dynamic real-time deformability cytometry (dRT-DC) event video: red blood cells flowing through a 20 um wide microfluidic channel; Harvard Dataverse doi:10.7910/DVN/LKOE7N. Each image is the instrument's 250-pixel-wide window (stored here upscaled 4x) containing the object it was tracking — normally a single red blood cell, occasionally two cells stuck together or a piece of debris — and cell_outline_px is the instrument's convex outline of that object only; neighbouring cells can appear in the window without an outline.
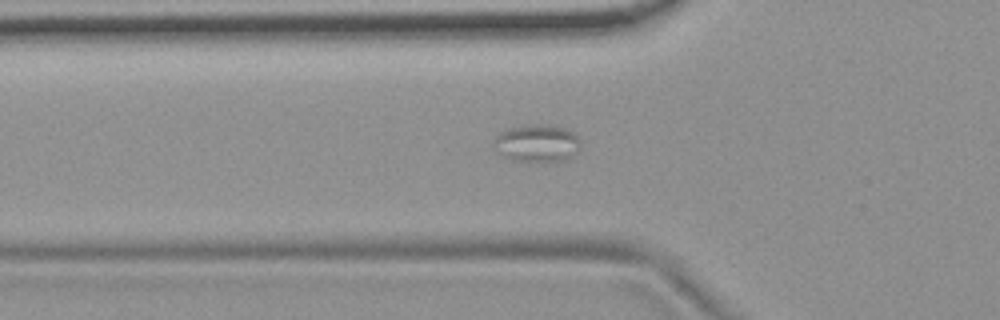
{"species": "common noctule bat (a hibernating species)", "species_latin": "Nyctalus noctula", "temperature_condition": "room temperature", "stored_images_in_passage": 56, "camera_frame_rate_fps": 3000, "um_per_image_px": 0.085, "animal": {"sex": "female", "body_mass_g": 19.9}, "frame": {"image": 1, "passage_image": 19, "time_ms": 6.0, "image_size_px": [1000, 320], "cell_outline_px": [[580, 148], [572, 156], [556, 164], [508, 160], [496, 152], [492, 148], [492, 140], [500, 132], [520, 124], [548, 124], [564, 128], [580, 136]], "centroid_in_image_um": [45.61, 12.21], "position_along_channel_um": 80.2, "area_um2": 20.06}}
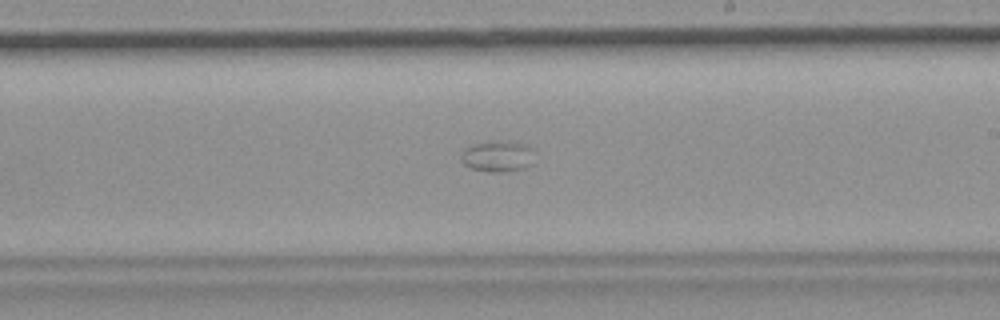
{"frame": {"image": 2, "passage_image": 33, "time_ms": 10.667, "image_size_px": [1000, 320], "cell_outline_px": [[532, 164], [524, 168], [508, 172], [488, 172], [472, 168], [464, 164], [460, 160], [460, 156], [464, 148], [472, 144], [492, 140], [508, 140], [528, 144], [532, 148]], "centroid_in_image_um": [42.29, 13.26], "position_along_channel_um": 246.7, "area_um2": 13.76}}
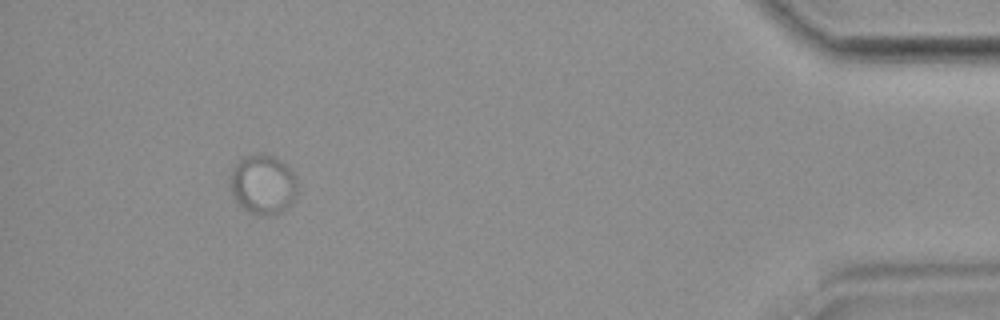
{"frame": {"image": 3, "passage_image": 52, "time_ms": 17.0, "image_size_px": [1000, 320], "cell_outline_px": [[300, 184], [296, 196], [280, 212], [264, 216], [256, 216], [244, 208], [236, 200], [228, 184], [232, 168], [244, 156], [256, 152], [276, 156], [296, 172]], "centroid_in_image_um": [22.39, 15.63], "position_along_channel_um": 412.8, "area_um2": 23.99}}